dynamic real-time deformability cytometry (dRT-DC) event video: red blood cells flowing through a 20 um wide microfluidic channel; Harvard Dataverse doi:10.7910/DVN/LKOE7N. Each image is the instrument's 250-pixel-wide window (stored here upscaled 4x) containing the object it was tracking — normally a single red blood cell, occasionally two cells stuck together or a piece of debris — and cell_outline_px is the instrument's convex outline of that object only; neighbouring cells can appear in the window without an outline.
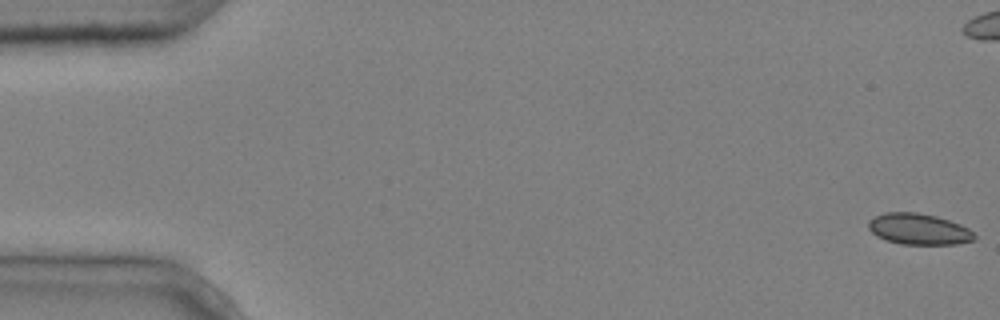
{"species": "common noctule bat (a hibernating species)", "species_latin": "Nyctalus noctula", "temperature_condition": "cold", "stored_images_in_passage": 6, "camera_frame_rate_fps": 3000, "um_per_image_px": 0.085, "animal": {"sex": "male", "body_mass_g": 20.4}, "frame": {"image": 1, "passage_image": 1, "time_ms": 0.0, "image_size_px": [1000, 320], "cell_outline_px": [[976, 240], [956, 244], [900, 244], [876, 236], [868, 228], [868, 220], [884, 212], [916, 212], [936, 216], [960, 224], [968, 228], [976, 236]], "centroid_in_image_um": [78.09, 19.47], "position_along_channel_um": 6.9, "area_um2": 19.19}}